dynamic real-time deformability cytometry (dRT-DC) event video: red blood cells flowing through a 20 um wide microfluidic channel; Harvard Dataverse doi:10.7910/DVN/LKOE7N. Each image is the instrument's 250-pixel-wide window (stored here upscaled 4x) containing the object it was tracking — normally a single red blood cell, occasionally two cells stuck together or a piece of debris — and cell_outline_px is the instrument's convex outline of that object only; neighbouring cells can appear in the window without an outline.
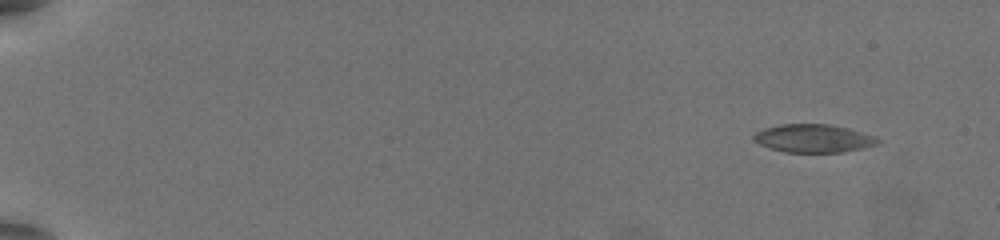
{"species": "common noctule bat (a hibernating species)", "species_latin": "Nyctalus noctula", "temperature_condition": "warm", "stored_images_in_passage": 53, "camera_frame_rate_fps": 3000, "um_per_image_px": 0.085, "animal": {"sex": "female", "body_mass_g": 19.5, "forearm_length_mm": 54.1}, "frame": {"image": 1, "passage_image": 1, "time_ms": 0.0, "image_size_px": [1000, 240], "cell_outline_px": [[880, 144], [840, 152], [784, 152], [760, 144], [752, 140], [752, 136], [756, 132], [764, 128], [780, 124], [828, 124], [848, 128], [876, 136], [880, 140]], "centroid_in_image_um": [69.14, 11.75], "position_along_channel_um": 15.9, "area_um2": 20.29}}
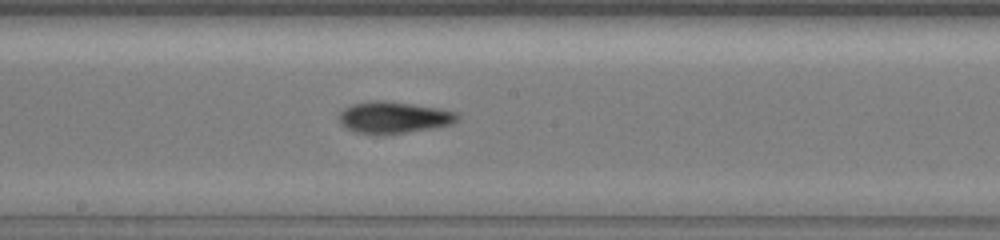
{"frame": {"image": 2, "passage_image": 30, "time_ms": 9.667, "image_size_px": [1000, 240], "cell_outline_px": [[460, 120], [452, 124], [436, 128], [384, 136], [372, 136], [352, 132], [340, 124], [336, 116], [344, 108], [352, 104], [372, 100], [384, 100], [440, 108], [460, 112]], "centroid_in_image_um": [33.46, 10.02], "position_along_channel_um": 214.7, "area_um2": 22.95}}
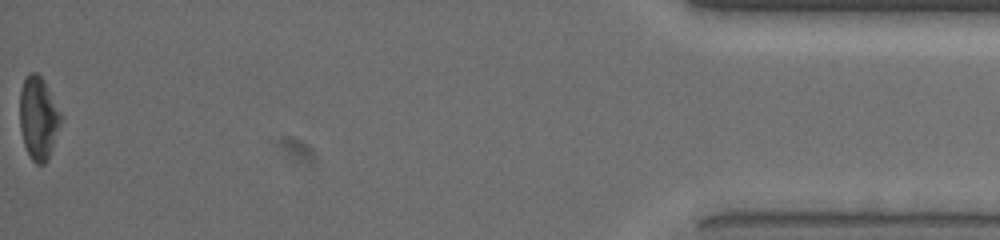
{"frame": {"image": 3, "passage_image": 53, "time_ms": 17.333, "image_size_px": [1000, 240], "cell_outline_px": [[60, 120], [52, 148], [48, 160], [44, 164], [36, 164], [32, 160], [24, 144], [20, 128], [20, 92], [24, 80], [32, 72], [36, 72], [44, 80], [60, 116]], "centroid_in_image_um": [3.22, 10.06], "position_along_channel_um": 432.0, "area_um2": 19.07}, "authors_computed_cell_mechanics": {"area_um2": 20.4612, "velocity_mm_per_s": 3.875, "shape_relaxation_time_tau1_ms": 2.67, "shape_relaxation_time_tau2_ms": 4.015, "deformation_change_tau1": 0.1494, "deformation_change_tau2": 0.123}}